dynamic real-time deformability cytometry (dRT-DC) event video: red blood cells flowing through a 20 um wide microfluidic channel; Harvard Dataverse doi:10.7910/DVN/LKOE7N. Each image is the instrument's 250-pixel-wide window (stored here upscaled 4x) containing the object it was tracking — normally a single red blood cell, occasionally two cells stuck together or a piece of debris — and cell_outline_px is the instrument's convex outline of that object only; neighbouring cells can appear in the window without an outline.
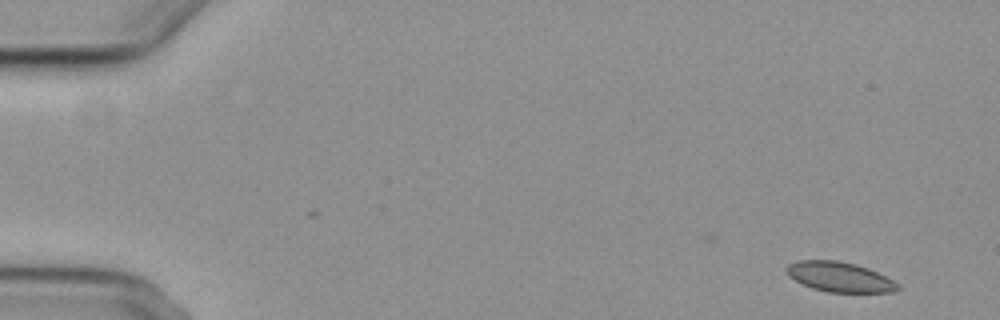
{"species": "common noctule bat (a hibernating species)", "species_latin": "Nyctalus noctula", "temperature_condition": "cold", "stored_images_in_passage": 5, "camera_frame_rate_fps": 3000, "um_per_image_px": 0.085, "animal": {"sex": "female", "body_mass_g": 29.2, "forearm_length_mm": 56.3}, "frame": {"image": 1, "passage_image": 1, "time_ms": 0.0, "image_size_px": [1000, 320], "cell_outline_px": [[900, 288], [892, 292], [828, 292], [812, 288], [788, 276], [784, 272], [784, 268], [788, 264], [800, 260], [840, 260], [856, 264], [868, 268], [900, 284]], "centroid_in_image_um": [71.33, 23.53], "position_along_channel_um": 13.7, "area_um2": 19.42}}